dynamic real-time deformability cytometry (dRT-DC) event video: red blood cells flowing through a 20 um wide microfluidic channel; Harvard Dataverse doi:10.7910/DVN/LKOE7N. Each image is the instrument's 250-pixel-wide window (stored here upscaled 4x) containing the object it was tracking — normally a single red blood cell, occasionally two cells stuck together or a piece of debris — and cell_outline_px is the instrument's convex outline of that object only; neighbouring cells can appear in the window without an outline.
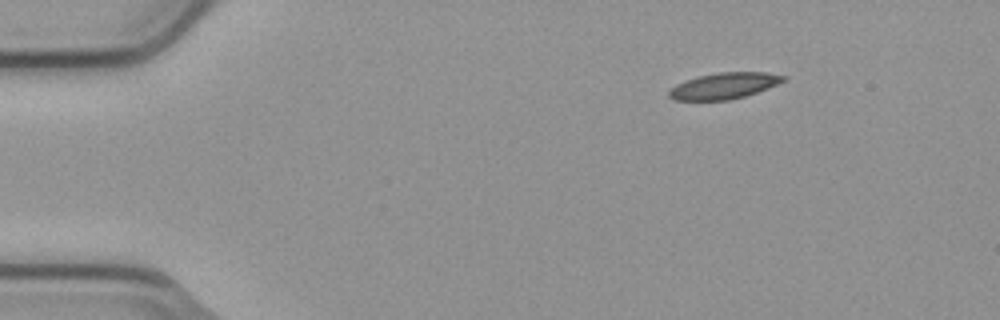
{"species": "common noctule bat (a hibernating species)", "species_latin": "Nyctalus noctula", "temperature_condition": "cold", "stored_images_in_passage": 2, "camera_frame_rate_fps": 3000, "um_per_image_px": 0.085, "animal": {"sex": "male", "body_mass_g": 23.1, "forearm_length_mm": 52.7}, "frame": {"image": 1, "passage_image": 2, "time_ms": 0.333, "image_size_px": [1000, 320], "cell_outline_px": [[788, 76], [784, 80], [768, 88], [744, 96], [728, 100], [672, 100], [668, 96], [668, 92], [676, 84], [700, 76], [720, 72], [768, 72]], "centroid_in_image_um": [61.55, 7.29], "position_along_channel_um": 23.4, "area_um2": 17.22}}